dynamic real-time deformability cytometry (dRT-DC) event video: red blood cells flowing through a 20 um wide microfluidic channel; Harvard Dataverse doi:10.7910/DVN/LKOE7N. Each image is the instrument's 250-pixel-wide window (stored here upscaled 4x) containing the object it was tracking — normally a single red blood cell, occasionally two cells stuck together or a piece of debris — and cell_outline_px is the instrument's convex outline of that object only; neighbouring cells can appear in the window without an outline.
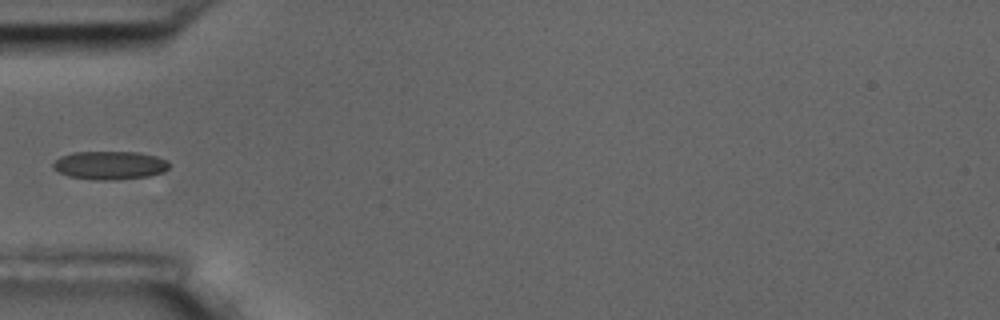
{"species": "common noctule bat (a hibernating species)", "species_latin": "Nyctalus noctula", "temperature_condition": "room temperature", "stored_images_in_passage": 6, "camera_frame_rate_fps": 3000, "um_per_image_px": 0.085, "animal": {"sex": "male", "body_mass_g": 17.5, "forearm_length_mm": 52.3}, "frame": {"image": 1, "passage_image": 6, "time_ms": 6.0, "image_size_px": [1000, 320], "cell_outline_px": [[168, 168], [164, 172], [148, 176], [116, 180], [92, 180], [68, 176], [52, 168], [52, 164], [60, 156], [72, 152], [140, 152], [156, 156], [168, 160]], "centroid_in_image_um": [9.33, 14.05], "position_along_channel_um": 75.7, "area_um2": 19.36}}